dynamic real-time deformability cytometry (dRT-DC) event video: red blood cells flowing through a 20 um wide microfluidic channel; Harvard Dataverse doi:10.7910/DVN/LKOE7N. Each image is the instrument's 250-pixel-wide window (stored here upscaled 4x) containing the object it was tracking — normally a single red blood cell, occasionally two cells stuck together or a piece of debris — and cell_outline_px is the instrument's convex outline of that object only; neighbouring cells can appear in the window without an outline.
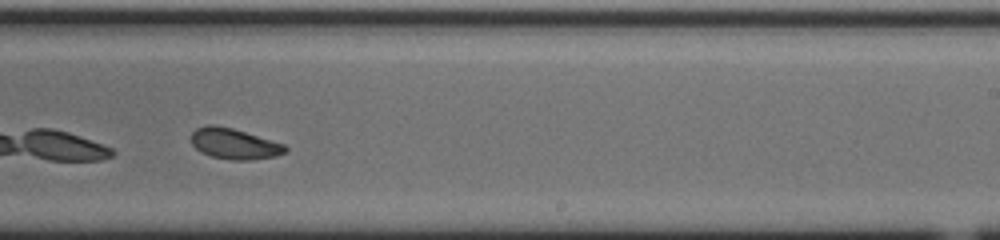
{"species": "common noctule bat (a hibernating species)", "species_latin": "Nyctalus noctula", "temperature_condition": "cold", "stored_images_in_passage": 38, "camera_frame_rate_fps": 3000, "um_per_image_px": 0.085, "animal": {"sex": "male", "body_mass_g": 20.0, "forearm_length_mm": 53.3}, "frame": {"image": 1, "passage_image": 17, "time_ms": 5.333, "image_size_px": [1000, 240], "cell_outline_px": [[288, 148], [284, 152], [276, 156], [248, 160], [232, 160], [212, 156], [200, 152], [192, 144], [192, 132], [196, 128], [208, 124], [212, 124], [232, 128], [284, 144]], "centroid_in_image_um": [19.89, 12.22], "position_along_channel_um": 269.1, "area_um2": 16.65}}